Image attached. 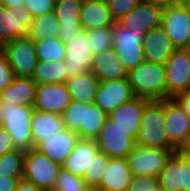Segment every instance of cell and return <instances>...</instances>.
I'll use <instances>...</instances> for the list:
<instances>
[{"label": "cell", "instance_id": "1", "mask_svg": "<svg viewBox=\"0 0 190 191\" xmlns=\"http://www.w3.org/2000/svg\"><path fill=\"white\" fill-rule=\"evenodd\" d=\"M127 79L135 97L150 101L167 99L165 65L143 61L128 71Z\"/></svg>", "mask_w": 190, "mask_h": 191}, {"label": "cell", "instance_id": "2", "mask_svg": "<svg viewBox=\"0 0 190 191\" xmlns=\"http://www.w3.org/2000/svg\"><path fill=\"white\" fill-rule=\"evenodd\" d=\"M34 107L0 102V126L10 135L16 150L28 152L35 148L31 132Z\"/></svg>", "mask_w": 190, "mask_h": 191}, {"label": "cell", "instance_id": "3", "mask_svg": "<svg viewBox=\"0 0 190 191\" xmlns=\"http://www.w3.org/2000/svg\"><path fill=\"white\" fill-rule=\"evenodd\" d=\"M64 128L78 133L82 140H96L107 118L95 103L72 101L63 113Z\"/></svg>", "mask_w": 190, "mask_h": 191}, {"label": "cell", "instance_id": "4", "mask_svg": "<svg viewBox=\"0 0 190 191\" xmlns=\"http://www.w3.org/2000/svg\"><path fill=\"white\" fill-rule=\"evenodd\" d=\"M135 143L144 147L177 150L166 135L164 100L150 101L145 106Z\"/></svg>", "mask_w": 190, "mask_h": 191}, {"label": "cell", "instance_id": "5", "mask_svg": "<svg viewBox=\"0 0 190 191\" xmlns=\"http://www.w3.org/2000/svg\"><path fill=\"white\" fill-rule=\"evenodd\" d=\"M111 34L112 48L128 71L145 61L142 44L145 34L126 29L118 22L112 26Z\"/></svg>", "mask_w": 190, "mask_h": 191}, {"label": "cell", "instance_id": "6", "mask_svg": "<svg viewBox=\"0 0 190 191\" xmlns=\"http://www.w3.org/2000/svg\"><path fill=\"white\" fill-rule=\"evenodd\" d=\"M61 165L35 148L25 152L23 179L42 190H53Z\"/></svg>", "mask_w": 190, "mask_h": 191}, {"label": "cell", "instance_id": "7", "mask_svg": "<svg viewBox=\"0 0 190 191\" xmlns=\"http://www.w3.org/2000/svg\"><path fill=\"white\" fill-rule=\"evenodd\" d=\"M176 151L135 144L126 160L133 176L147 175L158 177L166 161Z\"/></svg>", "mask_w": 190, "mask_h": 191}, {"label": "cell", "instance_id": "8", "mask_svg": "<svg viewBox=\"0 0 190 191\" xmlns=\"http://www.w3.org/2000/svg\"><path fill=\"white\" fill-rule=\"evenodd\" d=\"M1 49L6 54L14 76L32 77L38 58L35 42L29 35L14 39Z\"/></svg>", "mask_w": 190, "mask_h": 191}, {"label": "cell", "instance_id": "9", "mask_svg": "<svg viewBox=\"0 0 190 191\" xmlns=\"http://www.w3.org/2000/svg\"><path fill=\"white\" fill-rule=\"evenodd\" d=\"M161 27L176 49L190 45V11L181 3L163 8Z\"/></svg>", "mask_w": 190, "mask_h": 191}, {"label": "cell", "instance_id": "10", "mask_svg": "<svg viewBox=\"0 0 190 191\" xmlns=\"http://www.w3.org/2000/svg\"><path fill=\"white\" fill-rule=\"evenodd\" d=\"M96 142L100 152L109 158H126L136 144L135 140L125 130L108 117Z\"/></svg>", "mask_w": 190, "mask_h": 191}, {"label": "cell", "instance_id": "11", "mask_svg": "<svg viewBox=\"0 0 190 191\" xmlns=\"http://www.w3.org/2000/svg\"><path fill=\"white\" fill-rule=\"evenodd\" d=\"M167 99L190 90V52L176 49L165 63Z\"/></svg>", "mask_w": 190, "mask_h": 191}, {"label": "cell", "instance_id": "12", "mask_svg": "<svg viewBox=\"0 0 190 191\" xmlns=\"http://www.w3.org/2000/svg\"><path fill=\"white\" fill-rule=\"evenodd\" d=\"M33 16L24 7L7 8L0 4V48L16 38L29 35Z\"/></svg>", "mask_w": 190, "mask_h": 191}, {"label": "cell", "instance_id": "13", "mask_svg": "<svg viewBox=\"0 0 190 191\" xmlns=\"http://www.w3.org/2000/svg\"><path fill=\"white\" fill-rule=\"evenodd\" d=\"M166 135L177 149L184 150L190 142V117L172 99L164 100Z\"/></svg>", "mask_w": 190, "mask_h": 191}, {"label": "cell", "instance_id": "14", "mask_svg": "<svg viewBox=\"0 0 190 191\" xmlns=\"http://www.w3.org/2000/svg\"><path fill=\"white\" fill-rule=\"evenodd\" d=\"M135 97L127 78L99 82L94 103L107 115Z\"/></svg>", "mask_w": 190, "mask_h": 191}, {"label": "cell", "instance_id": "15", "mask_svg": "<svg viewBox=\"0 0 190 191\" xmlns=\"http://www.w3.org/2000/svg\"><path fill=\"white\" fill-rule=\"evenodd\" d=\"M81 8L79 0H55L54 13L60 25L58 38L64 44L85 31L80 24Z\"/></svg>", "mask_w": 190, "mask_h": 191}, {"label": "cell", "instance_id": "16", "mask_svg": "<svg viewBox=\"0 0 190 191\" xmlns=\"http://www.w3.org/2000/svg\"><path fill=\"white\" fill-rule=\"evenodd\" d=\"M163 8L140 1L127 15L117 21L131 31L146 34L161 26Z\"/></svg>", "mask_w": 190, "mask_h": 191}, {"label": "cell", "instance_id": "17", "mask_svg": "<svg viewBox=\"0 0 190 191\" xmlns=\"http://www.w3.org/2000/svg\"><path fill=\"white\" fill-rule=\"evenodd\" d=\"M65 46L67 79L91 71L94 54L85 32L72 38Z\"/></svg>", "mask_w": 190, "mask_h": 191}, {"label": "cell", "instance_id": "18", "mask_svg": "<svg viewBox=\"0 0 190 191\" xmlns=\"http://www.w3.org/2000/svg\"><path fill=\"white\" fill-rule=\"evenodd\" d=\"M72 102L65 83L37 85L34 109L63 115Z\"/></svg>", "mask_w": 190, "mask_h": 191}, {"label": "cell", "instance_id": "19", "mask_svg": "<svg viewBox=\"0 0 190 191\" xmlns=\"http://www.w3.org/2000/svg\"><path fill=\"white\" fill-rule=\"evenodd\" d=\"M80 140L77 132L63 128L60 132L43 139L35 149L60 165L72 153Z\"/></svg>", "mask_w": 190, "mask_h": 191}, {"label": "cell", "instance_id": "20", "mask_svg": "<svg viewBox=\"0 0 190 191\" xmlns=\"http://www.w3.org/2000/svg\"><path fill=\"white\" fill-rule=\"evenodd\" d=\"M149 102L150 100L148 99L134 97L130 101L118 106L107 117L115 121V124L136 140L145 106Z\"/></svg>", "mask_w": 190, "mask_h": 191}, {"label": "cell", "instance_id": "21", "mask_svg": "<svg viewBox=\"0 0 190 191\" xmlns=\"http://www.w3.org/2000/svg\"><path fill=\"white\" fill-rule=\"evenodd\" d=\"M145 61L165 65L176 50L172 40L160 26L147 32L142 41Z\"/></svg>", "mask_w": 190, "mask_h": 191}, {"label": "cell", "instance_id": "22", "mask_svg": "<svg viewBox=\"0 0 190 191\" xmlns=\"http://www.w3.org/2000/svg\"><path fill=\"white\" fill-rule=\"evenodd\" d=\"M99 151L96 140L80 139L61 167L63 170L83 178L85 173L90 171L93 158Z\"/></svg>", "mask_w": 190, "mask_h": 191}, {"label": "cell", "instance_id": "23", "mask_svg": "<svg viewBox=\"0 0 190 191\" xmlns=\"http://www.w3.org/2000/svg\"><path fill=\"white\" fill-rule=\"evenodd\" d=\"M132 177L126 158H109L99 188L103 191H126Z\"/></svg>", "mask_w": 190, "mask_h": 191}, {"label": "cell", "instance_id": "24", "mask_svg": "<svg viewBox=\"0 0 190 191\" xmlns=\"http://www.w3.org/2000/svg\"><path fill=\"white\" fill-rule=\"evenodd\" d=\"M91 72L97 77L99 82L128 77V70L116 56L113 48L94 55Z\"/></svg>", "mask_w": 190, "mask_h": 191}, {"label": "cell", "instance_id": "25", "mask_svg": "<svg viewBox=\"0 0 190 191\" xmlns=\"http://www.w3.org/2000/svg\"><path fill=\"white\" fill-rule=\"evenodd\" d=\"M36 88L32 78L14 76L12 82L0 92V102L33 107Z\"/></svg>", "mask_w": 190, "mask_h": 191}, {"label": "cell", "instance_id": "26", "mask_svg": "<svg viewBox=\"0 0 190 191\" xmlns=\"http://www.w3.org/2000/svg\"><path fill=\"white\" fill-rule=\"evenodd\" d=\"M115 22L111 16L106 0L82 4L80 24L84 30L112 28Z\"/></svg>", "mask_w": 190, "mask_h": 191}, {"label": "cell", "instance_id": "27", "mask_svg": "<svg viewBox=\"0 0 190 191\" xmlns=\"http://www.w3.org/2000/svg\"><path fill=\"white\" fill-rule=\"evenodd\" d=\"M64 128L63 116L34 109L31 120L33 144L36 147L43 139Z\"/></svg>", "mask_w": 190, "mask_h": 191}, {"label": "cell", "instance_id": "28", "mask_svg": "<svg viewBox=\"0 0 190 191\" xmlns=\"http://www.w3.org/2000/svg\"><path fill=\"white\" fill-rule=\"evenodd\" d=\"M65 84L72 101L94 103L99 81L91 71L70 77L66 80Z\"/></svg>", "mask_w": 190, "mask_h": 191}, {"label": "cell", "instance_id": "29", "mask_svg": "<svg viewBox=\"0 0 190 191\" xmlns=\"http://www.w3.org/2000/svg\"><path fill=\"white\" fill-rule=\"evenodd\" d=\"M157 178L159 186L167 191H184L182 150L169 157Z\"/></svg>", "mask_w": 190, "mask_h": 191}, {"label": "cell", "instance_id": "30", "mask_svg": "<svg viewBox=\"0 0 190 191\" xmlns=\"http://www.w3.org/2000/svg\"><path fill=\"white\" fill-rule=\"evenodd\" d=\"M31 78L36 85L65 83L67 80L65 60H56L54 62L38 60Z\"/></svg>", "mask_w": 190, "mask_h": 191}, {"label": "cell", "instance_id": "31", "mask_svg": "<svg viewBox=\"0 0 190 191\" xmlns=\"http://www.w3.org/2000/svg\"><path fill=\"white\" fill-rule=\"evenodd\" d=\"M60 25L54 11L33 18L29 31V36L34 42H39L45 38H58Z\"/></svg>", "mask_w": 190, "mask_h": 191}, {"label": "cell", "instance_id": "32", "mask_svg": "<svg viewBox=\"0 0 190 191\" xmlns=\"http://www.w3.org/2000/svg\"><path fill=\"white\" fill-rule=\"evenodd\" d=\"M35 50L40 61L54 62L66 59V46L59 38H45L35 42Z\"/></svg>", "mask_w": 190, "mask_h": 191}, {"label": "cell", "instance_id": "33", "mask_svg": "<svg viewBox=\"0 0 190 191\" xmlns=\"http://www.w3.org/2000/svg\"><path fill=\"white\" fill-rule=\"evenodd\" d=\"M25 152L13 150L0 156V176L23 177Z\"/></svg>", "mask_w": 190, "mask_h": 191}, {"label": "cell", "instance_id": "34", "mask_svg": "<svg viewBox=\"0 0 190 191\" xmlns=\"http://www.w3.org/2000/svg\"><path fill=\"white\" fill-rule=\"evenodd\" d=\"M86 37L91 45L94 55L100 54L102 51L112 48L111 28H98L85 30Z\"/></svg>", "mask_w": 190, "mask_h": 191}, {"label": "cell", "instance_id": "35", "mask_svg": "<svg viewBox=\"0 0 190 191\" xmlns=\"http://www.w3.org/2000/svg\"><path fill=\"white\" fill-rule=\"evenodd\" d=\"M108 160L109 157L100 151L95 155L90 171H87L83 177L87 186L99 187Z\"/></svg>", "mask_w": 190, "mask_h": 191}, {"label": "cell", "instance_id": "36", "mask_svg": "<svg viewBox=\"0 0 190 191\" xmlns=\"http://www.w3.org/2000/svg\"><path fill=\"white\" fill-rule=\"evenodd\" d=\"M87 186L82 177L73 175L63 169L60 170L54 191H83Z\"/></svg>", "mask_w": 190, "mask_h": 191}, {"label": "cell", "instance_id": "37", "mask_svg": "<svg viewBox=\"0 0 190 191\" xmlns=\"http://www.w3.org/2000/svg\"><path fill=\"white\" fill-rule=\"evenodd\" d=\"M141 0H106L112 18L117 22L127 15Z\"/></svg>", "mask_w": 190, "mask_h": 191}, {"label": "cell", "instance_id": "38", "mask_svg": "<svg viewBox=\"0 0 190 191\" xmlns=\"http://www.w3.org/2000/svg\"><path fill=\"white\" fill-rule=\"evenodd\" d=\"M159 187L158 178L154 176H133L126 191H155Z\"/></svg>", "mask_w": 190, "mask_h": 191}, {"label": "cell", "instance_id": "39", "mask_svg": "<svg viewBox=\"0 0 190 191\" xmlns=\"http://www.w3.org/2000/svg\"><path fill=\"white\" fill-rule=\"evenodd\" d=\"M24 7L35 18L54 11L55 0H25Z\"/></svg>", "mask_w": 190, "mask_h": 191}, {"label": "cell", "instance_id": "40", "mask_svg": "<svg viewBox=\"0 0 190 191\" xmlns=\"http://www.w3.org/2000/svg\"><path fill=\"white\" fill-rule=\"evenodd\" d=\"M13 78L14 74L6 54L0 48V92L12 82Z\"/></svg>", "mask_w": 190, "mask_h": 191}, {"label": "cell", "instance_id": "41", "mask_svg": "<svg viewBox=\"0 0 190 191\" xmlns=\"http://www.w3.org/2000/svg\"><path fill=\"white\" fill-rule=\"evenodd\" d=\"M15 150L10 135L0 126V156Z\"/></svg>", "mask_w": 190, "mask_h": 191}, {"label": "cell", "instance_id": "42", "mask_svg": "<svg viewBox=\"0 0 190 191\" xmlns=\"http://www.w3.org/2000/svg\"><path fill=\"white\" fill-rule=\"evenodd\" d=\"M183 186L184 191H190V155L182 150Z\"/></svg>", "mask_w": 190, "mask_h": 191}, {"label": "cell", "instance_id": "43", "mask_svg": "<svg viewBox=\"0 0 190 191\" xmlns=\"http://www.w3.org/2000/svg\"><path fill=\"white\" fill-rule=\"evenodd\" d=\"M172 99L190 117V90L175 94Z\"/></svg>", "mask_w": 190, "mask_h": 191}, {"label": "cell", "instance_id": "44", "mask_svg": "<svg viewBox=\"0 0 190 191\" xmlns=\"http://www.w3.org/2000/svg\"><path fill=\"white\" fill-rule=\"evenodd\" d=\"M22 178L0 176V191H15L18 181Z\"/></svg>", "mask_w": 190, "mask_h": 191}, {"label": "cell", "instance_id": "45", "mask_svg": "<svg viewBox=\"0 0 190 191\" xmlns=\"http://www.w3.org/2000/svg\"><path fill=\"white\" fill-rule=\"evenodd\" d=\"M15 191H42V189L22 178L18 181Z\"/></svg>", "mask_w": 190, "mask_h": 191}, {"label": "cell", "instance_id": "46", "mask_svg": "<svg viewBox=\"0 0 190 191\" xmlns=\"http://www.w3.org/2000/svg\"><path fill=\"white\" fill-rule=\"evenodd\" d=\"M142 1L151 3L152 5H156L162 8H166L169 6L179 4L181 0H142Z\"/></svg>", "mask_w": 190, "mask_h": 191}, {"label": "cell", "instance_id": "47", "mask_svg": "<svg viewBox=\"0 0 190 191\" xmlns=\"http://www.w3.org/2000/svg\"><path fill=\"white\" fill-rule=\"evenodd\" d=\"M25 0H1V5L7 8H18L24 6Z\"/></svg>", "mask_w": 190, "mask_h": 191}, {"label": "cell", "instance_id": "48", "mask_svg": "<svg viewBox=\"0 0 190 191\" xmlns=\"http://www.w3.org/2000/svg\"><path fill=\"white\" fill-rule=\"evenodd\" d=\"M83 191H103L97 186H86Z\"/></svg>", "mask_w": 190, "mask_h": 191}, {"label": "cell", "instance_id": "49", "mask_svg": "<svg viewBox=\"0 0 190 191\" xmlns=\"http://www.w3.org/2000/svg\"><path fill=\"white\" fill-rule=\"evenodd\" d=\"M180 3L190 11V0H181Z\"/></svg>", "mask_w": 190, "mask_h": 191}, {"label": "cell", "instance_id": "50", "mask_svg": "<svg viewBox=\"0 0 190 191\" xmlns=\"http://www.w3.org/2000/svg\"><path fill=\"white\" fill-rule=\"evenodd\" d=\"M82 4L87 2H96L98 0H79Z\"/></svg>", "mask_w": 190, "mask_h": 191}, {"label": "cell", "instance_id": "51", "mask_svg": "<svg viewBox=\"0 0 190 191\" xmlns=\"http://www.w3.org/2000/svg\"><path fill=\"white\" fill-rule=\"evenodd\" d=\"M184 151L190 155V142L188 146L184 149Z\"/></svg>", "mask_w": 190, "mask_h": 191}, {"label": "cell", "instance_id": "52", "mask_svg": "<svg viewBox=\"0 0 190 191\" xmlns=\"http://www.w3.org/2000/svg\"><path fill=\"white\" fill-rule=\"evenodd\" d=\"M155 191H167L164 188H161L160 186Z\"/></svg>", "mask_w": 190, "mask_h": 191}]
</instances>
